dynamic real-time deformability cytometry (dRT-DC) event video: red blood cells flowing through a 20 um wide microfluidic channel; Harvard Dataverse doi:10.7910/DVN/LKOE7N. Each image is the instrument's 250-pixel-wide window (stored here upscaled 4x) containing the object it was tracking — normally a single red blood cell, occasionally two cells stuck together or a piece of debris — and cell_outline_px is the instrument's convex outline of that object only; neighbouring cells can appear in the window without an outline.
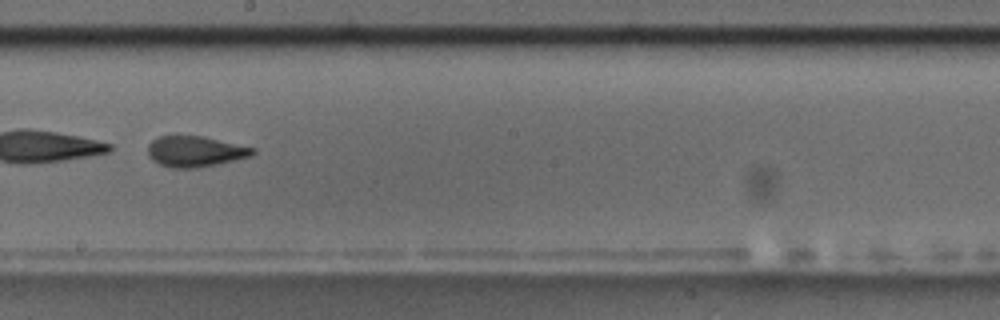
{"species": "common noctule bat (a hibernating species)", "species_latin": "Nyctalus noctula", "temperature_condition": "room temperature", "stored_images_in_passage": 57, "camera_frame_rate_fps": 3000, "um_per_image_px": 0.085, "animal": {"sex": "male", "body_mass_g": 17.5, "forearm_length_mm": 52.3}, "frame": {"image": 1, "passage_image": 33, "time_ms": 10.667, "image_size_px": [1000, 320], "cell_outline_px": [[256, 152], [252, 156], [216, 164], [196, 168], [172, 168], [160, 164], [152, 160], [148, 156], [148, 144], [152, 140], [160, 136], [204, 136], [256, 148]], "centroid_in_image_um": [16.6, 12.87], "position_along_channel_um": 231.6, "area_um2": 18.84}}